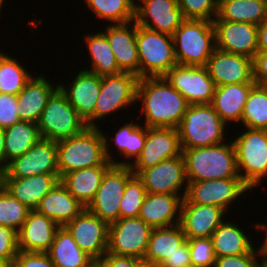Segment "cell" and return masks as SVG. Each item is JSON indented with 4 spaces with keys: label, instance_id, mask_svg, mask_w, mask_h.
I'll return each mask as SVG.
<instances>
[{
    "label": "cell",
    "instance_id": "19",
    "mask_svg": "<svg viewBox=\"0 0 267 267\" xmlns=\"http://www.w3.org/2000/svg\"><path fill=\"white\" fill-rule=\"evenodd\" d=\"M137 2H135L134 21L141 27L173 35L184 20L178 0H137Z\"/></svg>",
    "mask_w": 267,
    "mask_h": 267
},
{
    "label": "cell",
    "instance_id": "37",
    "mask_svg": "<svg viewBox=\"0 0 267 267\" xmlns=\"http://www.w3.org/2000/svg\"><path fill=\"white\" fill-rule=\"evenodd\" d=\"M87 51L91 58L90 69H83L98 76L116 75L121 73L110 44L103 32L89 34L85 37Z\"/></svg>",
    "mask_w": 267,
    "mask_h": 267
},
{
    "label": "cell",
    "instance_id": "23",
    "mask_svg": "<svg viewBox=\"0 0 267 267\" xmlns=\"http://www.w3.org/2000/svg\"><path fill=\"white\" fill-rule=\"evenodd\" d=\"M69 83V87L58 84L69 104L87 121L93 114L101 89V76L86 70H80Z\"/></svg>",
    "mask_w": 267,
    "mask_h": 267
},
{
    "label": "cell",
    "instance_id": "17",
    "mask_svg": "<svg viewBox=\"0 0 267 267\" xmlns=\"http://www.w3.org/2000/svg\"><path fill=\"white\" fill-rule=\"evenodd\" d=\"M216 48L253 59L258 52V26L248 22H231L216 16L213 20Z\"/></svg>",
    "mask_w": 267,
    "mask_h": 267
},
{
    "label": "cell",
    "instance_id": "51",
    "mask_svg": "<svg viewBox=\"0 0 267 267\" xmlns=\"http://www.w3.org/2000/svg\"><path fill=\"white\" fill-rule=\"evenodd\" d=\"M253 79L256 84L267 83V53L257 52L253 58Z\"/></svg>",
    "mask_w": 267,
    "mask_h": 267
},
{
    "label": "cell",
    "instance_id": "2",
    "mask_svg": "<svg viewBox=\"0 0 267 267\" xmlns=\"http://www.w3.org/2000/svg\"><path fill=\"white\" fill-rule=\"evenodd\" d=\"M187 181L241 178L233 141L182 149Z\"/></svg>",
    "mask_w": 267,
    "mask_h": 267
},
{
    "label": "cell",
    "instance_id": "43",
    "mask_svg": "<svg viewBox=\"0 0 267 267\" xmlns=\"http://www.w3.org/2000/svg\"><path fill=\"white\" fill-rule=\"evenodd\" d=\"M219 0H178L184 19L213 21L218 15Z\"/></svg>",
    "mask_w": 267,
    "mask_h": 267
},
{
    "label": "cell",
    "instance_id": "25",
    "mask_svg": "<svg viewBox=\"0 0 267 267\" xmlns=\"http://www.w3.org/2000/svg\"><path fill=\"white\" fill-rule=\"evenodd\" d=\"M184 196L168 193H147L139 218L152 228L179 224Z\"/></svg>",
    "mask_w": 267,
    "mask_h": 267
},
{
    "label": "cell",
    "instance_id": "32",
    "mask_svg": "<svg viewBox=\"0 0 267 267\" xmlns=\"http://www.w3.org/2000/svg\"><path fill=\"white\" fill-rule=\"evenodd\" d=\"M111 166H94L75 170L60 177L61 184L84 207L93 201L105 172Z\"/></svg>",
    "mask_w": 267,
    "mask_h": 267
},
{
    "label": "cell",
    "instance_id": "5",
    "mask_svg": "<svg viewBox=\"0 0 267 267\" xmlns=\"http://www.w3.org/2000/svg\"><path fill=\"white\" fill-rule=\"evenodd\" d=\"M227 126L210 104L190 105L178 127L181 147L192 149L223 143Z\"/></svg>",
    "mask_w": 267,
    "mask_h": 267
},
{
    "label": "cell",
    "instance_id": "1",
    "mask_svg": "<svg viewBox=\"0 0 267 267\" xmlns=\"http://www.w3.org/2000/svg\"><path fill=\"white\" fill-rule=\"evenodd\" d=\"M136 101L147 127L178 129L190 104L163 77L139 78Z\"/></svg>",
    "mask_w": 267,
    "mask_h": 267
},
{
    "label": "cell",
    "instance_id": "14",
    "mask_svg": "<svg viewBox=\"0 0 267 267\" xmlns=\"http://www.w3.org/2000/svg\"><path fill=\"white\" fill-rule=\"evenodd\" d=\"M64 227L79 248L94 260H100L107 253L109 224L87 208Z\"/></svg>",
    "mask_w": 267,
    "mask_h": 267
},
{
    "label": "cell",
    "instance_id": "24",
    "mask_svg": "<svg viewBox=\"0 0 267 267\" xmlns=\"http://www.w3.org/2000/svg\"><path fill=\"white\" fill-rule=\"evenodd\" d=\"M60 226L51 218L30 210L26 221L18 231V249L28 252H48Z\"/></svg>",
    "mask_w": 267,
    "mask_h": 267
},
{
    "label": "cell",
    "instance_id": "38",
    "mask_svg": "<svg viewBox=\"0 0 267 267\" xmlns=\"http://www.w3.org/2000/svg\"><path fill=\"white\" fill-rule=\"evenodd\" d=\"M98 20L123 24L135 19V0H84Z\"/></svg>",
    "mask_w": 267,
    "mask_h": 267
},
{
    "label": "cell",
    "instance_id": "30",
    "mask_svg": "<svg viewBox=\"0 0 267 267\" xmlns=\"http://www.w3.org/2000/svg\"><path fill=\"white\" fill-rule=\"evenodd\" d=\"M84 207L59 181L41 200L39 213L64 226L78 216Z\"/></svg>",
    "mask_w": 267,
    "mask_h": 267
},
{
    "label": "cell",
    "instance_id": "44",
    "mask_svg": "<svg viewBox=\"0 0 267 267\" xmlns=\"http://www.w3.org/2000/svg\"><path fill=\"white\" fill-rule=\"evenodd\" d=\"M192 266L214 267L216 257L210 237L187 239Z\"/></svg>",
    "mask_w": 267,
    "mask_h": 267
},
{
    "label": "cell",
    "instance_id": "13",
    "mask_svg": "<svg viewBox=\"0 0 267 267\" xmlns=\"http://www.w3.org/2000/svg\"><path fill=\"white\" fill-rule=\"evenodd\" d=\"M249 190L241 178L188 181L185 198L190 203L218 206L227 212L230 205Z\"/></svg>",
    "mask_w": 267,
    "mask_h": 267
},
{
    "label": "cell",
    "instance_id": "47",
    "mask_svg": "<svg viewBox=\"0 0 267 267\" xmlns=\"http://www.w3.org/2000/svg\"><path fill=\"white\" fill-rule=\"evenodd\" d=\"M19 121L17 95L0 93V127L8 128Z\"/></svg>",
    "mask_w": 267,
    "mask_h": 267
},
{
    "label": "cell",
    "instance_id": "10",
    "mask_svg": "<svg viewBox=\"0 0 267 267\" xmlns=\"http://www.w3.org/2000/svg\"><path fill=\"white\" fill-rule=\"evenodd\" d=\"M134 175L130 166L112 165L104 174L100 187L87 209L111 224L120 219V201L127 181Z\"/></svg>",
    "mask_w": 267,
    "mask_h": 267
},
{
    "label": "cell",
    "instance_id": "45",
    "mask_svg": "<svg viewBox=\"0 0 267 267\" xmlns=\"http://www.w3.org/2000/svg\"><path fill=\"white\" fill-rule=\"evenodd\" d=\"M18 252L17 232L0 225V259L10 267Z\"/></svg>",
    "mask_w": 267,
    "mask_h": 267
},
{
    "label": "cell",
    "instance_id": "48",
    "mask_svg": "<svg viewBox=\"0 0 267 267\" xmlns=\"http://www.w3.org/2000/svg\"><path fill=\"white\" fill-rule=\"evenodd\" d=\"M10 267H55L46 252L20 251Z\"/></svg>",
    "mask_w": 267,
    "mask_h": 267
},
{
    "label": "cell",
    "instance_id": "33",
    "mask_svg": "<svg viewBox=\"0 0 267 267\" xmlns=\"http://www.w3.org/2000/svg\"><path fill=\"white\" fill-rule=\"evenodd\" d=\"M186 240L179 224L164 228H153L143 261L146 264L158 267L164 259L178 250V247Z\"/></svg>",
    "mask_w": 267,
    "mask_h": 267
},
{
    "label": "cell",
    "instance_id": "57",
    "mask_svg": "<svg viewBox=\"0 0 267 267\" xmlns=\"http://www.w3.org/2000/svg\"><path fill=\"white\" fill-rule=\"evenodd\" d=\"M0 267H9L3 260L0 259Z\"/></svg>",
    "mask_w": 267,
    "mask_h": 267
},
{
    "label": "cell",
    "instance_id": "31",
    "mask_svg": "<svg viewBox=\"0 0 267 267\" xmlns=\"http://www.w3.org/2000/svg\"><path fill=\"white\" fill-rule=\"evenodd\" d=\"M210 238L216 258L246 253H262L260 246L255 250L252 239L238 225L229 220H224Z\"/></svg>",
    "mask_w": 267,
    "mask_h": 267
},
{
    "label": "cell",
    "instance_id": "55",
    "mask_svg": "<svg viewBox=\"0 0 267 267\" xmlns=\"http://www.w3.org/2000/svg\"><path fill=\"white\" fill-rule=\"evenodd\" d=\"M6 168L0 165V194L5 190Z\"/></svg>",
    "mask_w": 267,
    "mask_h": 267
},
{
    "label": "cell",
    "instance_id": "8",
    "mask_svg": "<svg viewBox=\"0 0 267 267\" xmlns=\"http://www.w3.org/2000/svg\"><path fill=\"white\" fill-rule=\"evenodd\" d=\"M246 129L233 143L239 176L252 189L267 177V130Z\"/></svg>",
    "mask_w": 267,
    "mask_h": 267
},
{
    "label": "cell",
    "instance_id": "41",
    "mask_svg": "<svg viewBox=\"0 0 267 267\" xmlns=\"http://www.w3.org/2000/svg\"><path fill=\"white\" fill-rule=\"evenodd\" d=\"M30 209L13 197L6 189L0 194V225L17 233L26 221Z\"/></svg>",
    "mask_w": 267,
    "mask_h": 267
},
{
    "label": "cell",
    "instance_id": "39",
    "mask_svg": "<svg viewBox=\"0 0 267 267\" xmlns=\"http://www.w3.org/2000/svg\"><path fill=\"white\" fill-rule=\"evenodd\" d=\"M245 129L267 130V88L255 84L250 90L242 113Z\"/></svg>",
    "mask_w": 267,
    "mask_h": 267
},
{
    "label": "cell",
    "instance_id": "12",
    "mask_svg": "<svg viewBox=\"0 0 267 267\" xmlns=\"http://www.w3.org/2000/svg\"><path fill=\"white\" fill-rule=\"evenodd\" d=\"M162 77L180 92L190 105L211 104L216 86L206 66L176 64Z\"/></svg>",
    "mask_w": 267,
    "mask_h": 267
},
{
    "label": "cell",
    "instance_id": "54",
    "mask_svg": "<svg viewBox=\"0 0 267 267\" xmlns=\"http://www.w3.org/2000/svg\"><path fill=\"white\" fill-rule=\"evenodd\" d=\"M5 128L0 127V165L5 167Z\"/></svg>",
    "mask_w": 267,
    "mask_h": 267
},
{
    "label": "cell",
    "instance_id": "3",
    "mask_svg": "<svg viewBox=\"0 0 267 267\" xmlns=\"http://www.w3.org/2000/svg\"><path fill=\"white\" fill-rule=\"evenodd\" d=\"M100 129L87 127L78 135L56 142L59 177L83 168L113 165L106 158Z\"/></svg>",
    "mask_w": 267,
    "mask_h": 267
},
{
    "label": "cell",
    "instance_id": "15",
    "mask_svg": "<svg viewBox=\"0 0 267 267\" xmlns=\"http://www.w3.org/2000/svg\"><path fill=\"white\" fill-rule=\"evenodd\" d=\"M180 155L182 147L178 129L147 127L145 145L130 167L133 173L138 175L143 169Z\"/></svg>",
    "mask_w": 267,
    "mask_h": 267
},
{
    "label": "cell",
    "instance_id": "20",
    "mask_svg": "<svg viewBox=\"0 0 267 267\" xmlns=\"http://www.w3.org/2000/svg\"><path fill=\"white\" fill-rule=\"evenodd\" d=\"M206 68L216 87L234 83H255L253 59L215 49Z\"/></svg>",
    "mask_w": 267,
    "mask_h": 267
},
{
    "label": "cell",
    "instance_id": "34",
    "mask_svg": "<svg viewBox=\"0 0 267 267\" xmlns=\"http://www.w3.org/2000/svg\"><path fill=\"white\" fill-rule=\"evenodd\" d=\"M55 267H88L94 259L76 244L72 235L60 226L47 252Z\"/></svg>",
    "mask_w": 267,
    "mask_h": 267
},
{
    "label": "cell",
    "instance_id": "18",
    "mask_svg": "<svg viewBox=\"0 0 267 267\" xmlns=\"http://www.w3.org/2000/svg\"><path fill=\"white\" fill-rule=\"evenodd\" d=\"M147 193H168L185 197L188 188L185 162L182 155L166 159L157 165L143 169L137 175ZM186 182V183H185Z\"/></svg>",
    "mask_w": 267,
    "mask_h": 267
},
{
    "label": "cell",
    "instance_id": "60",
    "mask_svg": "<svg viewBox=\"0 0 267 267\" xmlns=\"http://www.w3.org/2000/svg\"><path fill=\"white\" fill-rule=\"evenodd\" d=\"M4 54H5L4 52H1V51H0V59L2 58V56H3Z\"/></svg>",
    "mask_w": 267,
    "mask_h": 267
},
{
    "label": "cell",
    "instance_id": "21",
    "mask_svg": "<svg viewBox=\"0 0 267 267\" xmlns=\"http://www.w3.org/2000/svg\"><path fill=\"white\" fill-rule=\"evenodd\" d=\"M226 213L218 206L190 203L184 197L181 204L179 225L186 239L211 237L224 221Z\"/></svg>",
    "mask_w": 267,
    "mask_h": 267
},
{
    "label": "cell",
    "instance_id": "50",
    "mask_svg": "<svg viewBox=\"0 0 267 267\" xmlns=\"http://www.w3.org/2000/svg\"><path fill=\"white\" fill-rule=\"evenodd\" d=\"M100 261L105 267H144L146 263L140 259L130 256L106 253Z\"/></svg>",
    "mask_w": 267,
    "mask_h": 267
},
{
    "label": "cell",
    "instance_id": "11",
    "mask_svg": "<svg viewBox=\"0 0 267 267\" xmlns=\"http://www.w3.org/2000/svg\"><path fill=\"white\" fill-rule=\"evenodd\" d=\"M153 228L139 217L109 224L107 253L144 259Z\"/></svg>",
    "mask_w": 267,
    "mask_h": 267
},
{
    "label": "cell",
    "instance_id": "59",
    "mask_svg": "<svg viewBox=\"0 0 267 267\" xmlns=\"http://www.w3.org/2000/svg\"><path fill=\"white\" fill-rule=\"evenodd\" d=\"M144 267H157V266L146 264Z\"/></svg>",
    "mask_w": 267,
    "mask_h": 267
},
{
    "label": "cell",
    "instance_id": "4",
    "mask_svg": "<svg viewBox=\"0 0 267 267\" xmlns=\"http://www.w3.org/2000/svg\"><path fill=\"white\" fill-rule=\"evenodd\" d=\"M172 36L180 65L206 66L216 49L213 21L184 19Z\"/></svg>",
    "mask_w": 267,
    "mask_h": 267
},
{
    "label": "cell",
    "instance_id": "36",
    "mask_svg": "<svg viewBox=\"0 0 267 267\" xmlns=\"http://www.w3.org/2000/svg\"><path fill=\"white\" fill-rule=\"evenodd\" d=\"M41 138L37 123L19 121L5 128V167L13 158L28 152Z\"/></svg>",
    "mask_w": 267,
    "mask_h": 267
},
{
    "label": "cell",
    "instance_id": "9",
    "mask_svg": "<svg viewBox=\"0 0 267 267\" xmlns=\"http://www.w3.org/2000/svg\"><path fill=\"white\" fill-rule=\"evenodd\" d=\"M139 77L126 72L101 77V89L95 104L94 114L86 121L88 127H97L109 114L134 105ZM128 106V107H127Z\"/></svg>",
    "mask_w": 267,
    "mask_h": 267
},
{
    "label": "cell",
    "instance_id": "46",
    "mask_svg": "<svg viewBox=\"0 0 267 267\" xmlns=\"http://www.w3.org/2000/svg\"><path fill=\"white\" fill-rule=\"evenodd\" d=\"M257 257H260L257 259ZM262 253H246L216 258L214 267H265ZM260 261V262H259Z\"/></svg>",
    "mask_w": 267,
    "mask_h": 267
},
{
    "label": "cell",
    "instance_id": "49",
    "mask_svg": "<svg viewBox=\"0 0 267 267\" xmlns=\"http://www.w3.org/2000/svg\"><path fill=\"white\" fill-rule=\"evenodd\" d=\"M191 256L188 241L178 247V250L163 260L158 267H191Z\"/></svg>",
    "mask_w": 267,
    "mask_h": 267
},
{
    "label": "cell",
    "instance_id": "40",
    "mask_svg": "<svg viewBox=\"0 0 267 267\" xmlns=\"http://www.w3.org/2000/svg\"><path fill=\"white\" fill-rule=\"evenodd\" d=\"M32 77L15 56L4 54L0 59V93L18 95Z\"/></svg>",
    "mask_w": 267,
    "mask_h": 267
},
{
    "label": "cell",
    "instance_id": "22",
    "mask_svg": "<svg viewBox=\"0 0 267 267\" xmlns=\"http://www.w3.org/2000/svg\"><path fill=\"white\" fill-rule=\"evenodd\" d=\"M106 26L103 33L110 44L120 71L139 77L136 22L108 24Z\"/></svg>",
    "mask_w": 267,
    "mask_h": 267
},
{
    "label": "cell",
    "instance_id": "42",
    "mask_svg": "<svg viewBox=\"0 0 267 267\" xmlns=\"http://www.w3.org/2000/svg\"><path fill=\"white\" fill-rule=\"evenodd\" d=\"M147 195V191L142 180L133 175L128 181L120 201V219L129 217H139L141 206Z\"/></svg>",
    "mask_w": 267,
    "mask_h": 267
},
{
    "label": "cell",
    "instance_id": "56",
    "mask_svg": "<svg viewBox=\"0 0 267 267\" xmlns=\"http://www.w3.org/2000/svg\"><path fill=\"white\" fill-rule=\"evenodd\" d=\"M88 267H105L100 260H94Z\"/></svg>",
    "mask_w": 267,
    "mask_h": 267
},
{
    "label": "cell",
    "instance_id": "28",
    "mask_svg": "<svg viewBox=\"0 0 267 267\" xmlns=\"http://www.w3.org/2000/svg\"><path fill=\"white\" fill-rule=\"evenodd\" d=\"M60 181L59 174L5 178V189L30 210H36L42 198Z\"/></svg>",
    "mask_w": 267,
    "mask_h": 267
},
{
    "label": "cell",
    "instance_id": "27",
    "mask_svg": "<svg viewBox=\"0 0 267 267\" xmlns=\"http://www.w3.org/2000/svg\"><path fill=\"white\" fill-rule=\"evenodd\" d=\"M146 131H147V126L144 124L140 126V123H131L128 122L124 123L122 127H120L116 131V135L113 137V142H109V138L103 133V139H104V144H105V155L108 161H110L113 165H118V166H130L133 162L137 160V158L140 156L142 149L145 145L146 141ZM112 143V144H110ZM116 145V148L120 151V155L124 156L125 160L123 161H115L113 155L110 153V145ZM110 144V145H109ZM133 159V161H130V159Z\"/></svg>",
    "mask_w": 267,
    "mask_h": 267
},
{
    "label": "cell",
    "instance_id": "52",
    "mask_svg": "<svg viewBox=\"0 0 267 267\" xmlns=\"http://www.w3.org/2000/svg\"><path fill=\"white\" fill-rule=\"evenodd\" d=\"M258 52L267 53V19L258 25Z\"/></svg>",
    "mask_w": 267,
    "mask_h": 267
},
{
    "label": "cell",
    "instance_id": "16",
    "mask_svg": "<svg viewBox=\"0 0 267 267\" xmlns=\"http://www.w3.org/2000/svg\"><path fill=\"white\" fill-rule=\"evenodd\" d=\"M6 178L59 174L56 141L41 138L28 152L8 162Z\"/></svg>",
    "mask_w": 267,
    "mask_h": 267
},
{
    "label": "cell",
    "instance_id": "26",
    "mask_svg": "<svg viewBox=\"0 0 267 267\" xmlns=\"http://www.w3.org/2000/svg\"><path fill=\"white\" fill-rule=\"evenodd\" d=\"M58 88L43 75L33 76L17 95L20 121L37 123L49 97Z\"/></svg>",
    "mask_w": 267,
    "mask_h": 267
},
{
    "label": "cell",
    "instance_id": "6",
    "mask_svg": "<svg viewBox=\"0 0 267 267\" xmlns=\"http://www.w3.org/2000/svg\"><path fill=\"white\" fill-rule=\"evenodd\" d=\"M139 78L162 77L176 64L173 36L149 30L136 23Z\"/></svg>",
    "mask_w": 267,
    "mask_h": 267
},
{
    "label": "cell",
    "instance_id": "35",
    "mask_svg": "<svg viewBox=\"0 0 267 267\" xmlns=\"http://www.w3.org/2000/svg\"><path fill=\"white\" fill-rule=\"evenodd\" d=\"M217 16L224 21L258 26L267 19V0H219Z\"/></svg>",
    "mask_w": 267,
    "mask_h": 267
},
{
    "label": "cell",
    "instance_id": "53",
    "mask_svg": "<svg viewBox=\"0 0 267 267\" xmlns=\"http://www.w3.org/2000/svg\"><path fill=\"white\" fill-rule=\"evenodd\" d=\"M256 228L259 230H265L264 232L267 233V224H262V223H255ZM261 251H262V259L264 262V266L267 267V234L265 236V239L263 240L262 245H260Z\"/></svg>",
    "mask_w": 267,
    "mask_h": 267
},
{
    "label": "cell",
    "instance_id": "7",
    "mask_svg": "<svg viewBox=\"0 0 267 267\" xmlns=\"http://www.w3.org/2000/svg\"><path fill=\"white\" fill-rule=\"evenodd\" d=\"M37 126L43 139L56 142L78 135L88 127L59 87L49 97Z\"/></svg>",
    "mask_w": 267,
    "mask_h": 267
},
{
    "label": "cell",
    "instance_id": "58",
    "mask_svg": "<svg viewBox=\"0 0 267 267\" xmlns=\"http://www.w3.org/2000/svg\"><path fill=\"white\" fill-rule=\"evenodd\" d=\"M4 2H6L5 0H0V14H1V10H2V5L5 4Z\"/></svg>",
    "mask_w": 267,
    "mask_h": 267
},
{
    "label": "cell",
    "instance_id": "29",
    "mask_svg": "<svg viewBox=\"0 0 267 267\" xmlns=\"http://www.w3.org/2000/svg\"><path fill=\"white\" fill-rule=\"evenodd\" d=\"M255 84L256 83H234L215 88L210 105L215 109L226 125L229 122H241L245 102L247 101L250 90Z\"/></svg>",
    "mask_w": 267,
    "mask_h": 267
}]
</instances>
